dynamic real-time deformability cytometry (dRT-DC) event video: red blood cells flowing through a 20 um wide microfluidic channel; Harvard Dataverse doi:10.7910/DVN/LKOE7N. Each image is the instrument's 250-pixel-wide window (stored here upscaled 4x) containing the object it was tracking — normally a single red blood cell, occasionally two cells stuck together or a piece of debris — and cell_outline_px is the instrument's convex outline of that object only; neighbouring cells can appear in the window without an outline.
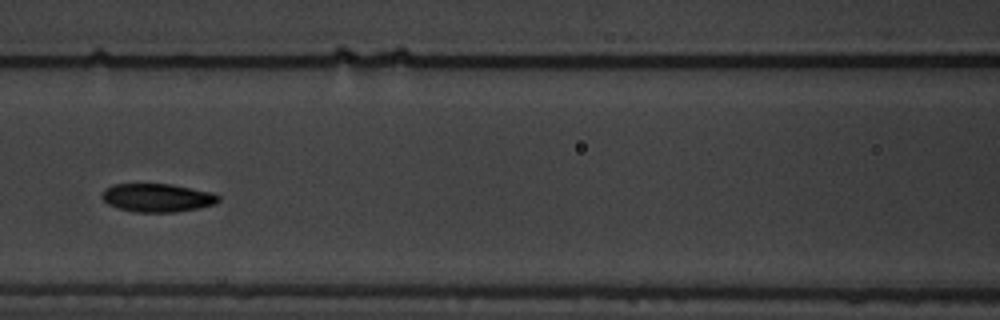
{"species": "common noctule bat (a hibernating species)", "species_latin": "Nyctalus noctula", "temperature_condition": "warm", "stored_images_in_passage": 8, "camera_frame_rate_fps": 3000, "um_per_image_px": 0.085, "animal": {"sex": "male", "body_mass_g": 19.5, "forearm_length_mm": 54.6}, "frame": {"image": 1, "passage_image": 6, "time_ms": 5.667, "image_size_px": [1000, 320], "cell_outline_px": [[220, 200], [216, 204], [200, 208], [176, 212], [136, 212], [116, 208], [108, 204], [100, 196], [100, 192], [104, 188], [112, 184], [172, 184], [212, 192], [220, 196]], "centroid_in_image_um": [13.36, 16.81], "position_along_channel_um": 153.2, "area_um2": 19.59}}
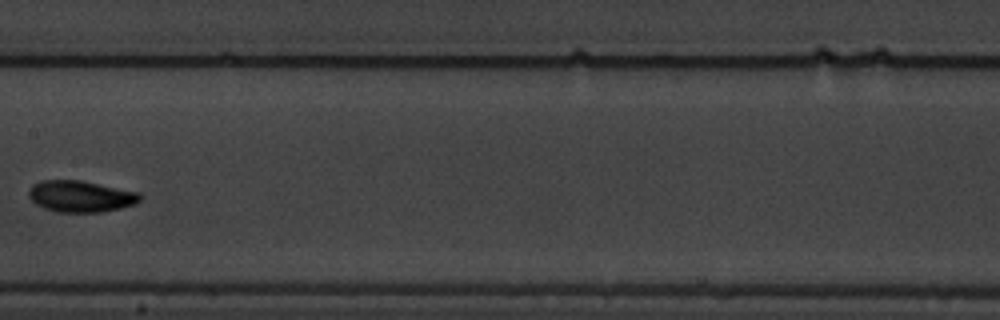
{"frame": {"image": 2, "passage_image": 7, "time_ms": 7.0, "image_size_px": [1000, 320], "cell_outline_px": [[140, 200], [136, 204], [120, 208], [100, 212], [56, 212], [44, 208], [36, 204], [28, 196], [28, 192], [32, 184], [40, 180], [80, 180], [140, 192]], "centroid_in_image_um": [6.84, 16.68], "position_along_channel_um": 200.6, "area_um2": 20.46}}
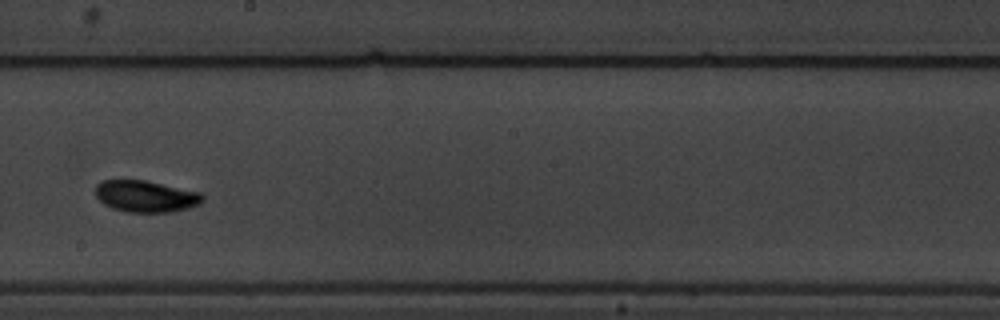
{"frame": {"image": 3, "passage_image": 8, "time_ms": 8.0, "image_size_px": [1000, 320], "cell_outline_px": [[204, 200], [200, 204], [188, 208], [172, 212], [128, 212], [112, 208], [104, 204], [96, 196], [96, 184], [100, 180], [144, 180], [200, 192], [204, 196]], "centroid_in_image_um": [12.39, 16.68], "position_along_channel_um": 235.8, "area_um2": 19.77}}